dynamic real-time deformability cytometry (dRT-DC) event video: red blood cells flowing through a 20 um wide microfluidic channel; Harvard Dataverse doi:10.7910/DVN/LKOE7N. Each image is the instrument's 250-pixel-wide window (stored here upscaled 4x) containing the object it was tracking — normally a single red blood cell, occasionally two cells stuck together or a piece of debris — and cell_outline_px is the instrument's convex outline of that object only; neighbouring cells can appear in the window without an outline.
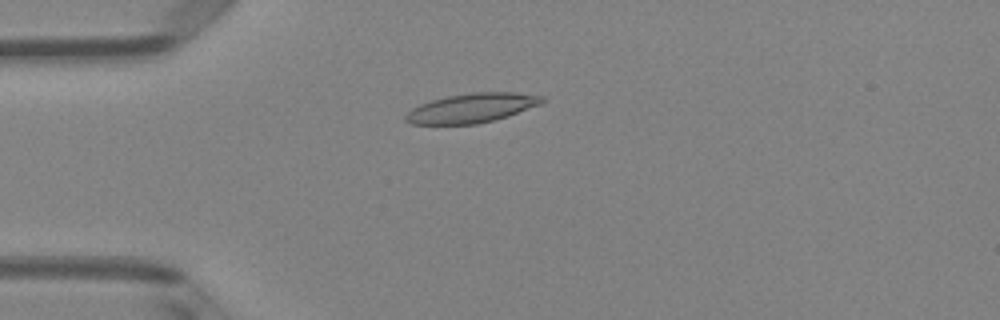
{"species": "Egyptian fruit bat (a non-hibernating species)", "species_latin": "Rousettus aegyptiacus", "temperature_condition": "room temperature", "stored_images_in_passage": 41, "camera_frame_rate_fps": 3000, "um_per_image_px": 0.085, "animal": {"sex": "female"}, "frame": {"image": 1, "passage_image": 4, "time_ms": 1.0, "image_size_px": [1000, 320], "cell_outline_px": [[544, 100], [540, 104], [508, 116], [476, 124], [412, 124], [404, 120], [404, 116], [412, 108], [420, 104], [432, 100], [448, 96], [472, 92], [512, 92], [544, 96]], "centroid_in_image_um": [40.08, 9.18], "position_along_channel_um": 44.9, "area_um2": 23.12}}
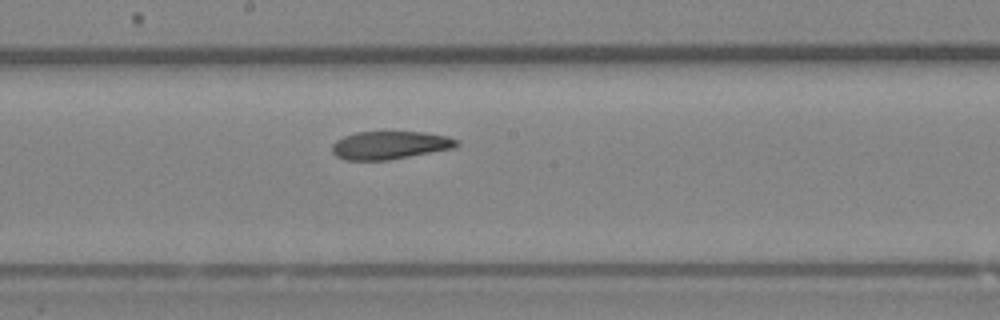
{"frame": {"image": 2, "passage_image": 18, "time_ms": 5.667, "image_size_px": [1000, 320], "cell_outline_px": [[460, 144], [456, 148], [388, 160], [344, 160], [336, 156], [332, 152], [332, 144], [336, 140], [344, 136], [356, 132], [424, 132], [448, 136], [460, 140]], "centroid_in_image_um": [33.17, 12.34], "position_along_channel_um": 215.0, "area_um2": 20.58}}
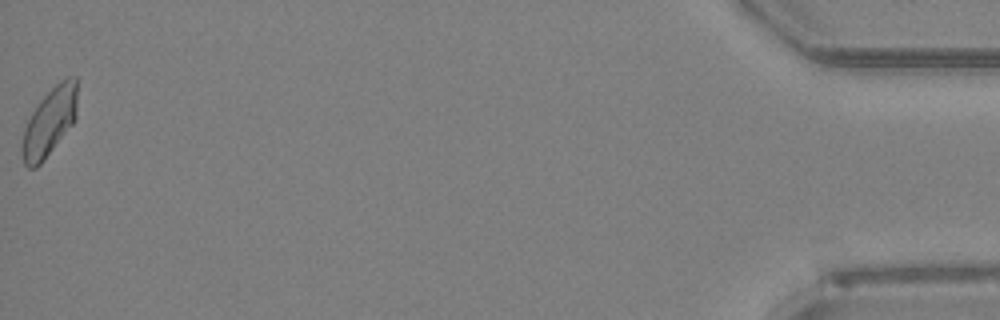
{"frame": {"image": 3, "passage_image": 41, "time_ms": 13.333, "image_size_px": [1000, 320], "cell_outline_px": [[76, 120], [44, 160], [36, 168], [28, 168], [24, 164], [20, 148], [24, 128], [32, 112], [40, 100], [60, 80], [68, 76], [76, 76]], "centroid_in_image_um": [4.19, 10.39], "position_along_channel_um": 431.0, "area_um2": 21.91}, "authors_computed_cell_mechanics": {"area_um2": 21.4438, "velocity_mm_per_s": 4.0743, "shape_relaxation_time_tau1_ms": 9.0806, "shape_relaxation_time_tau2_ms": 3.4617, "deformation_change_tau1": 0.2208, "deformation_change_tau2": 0.1056}}